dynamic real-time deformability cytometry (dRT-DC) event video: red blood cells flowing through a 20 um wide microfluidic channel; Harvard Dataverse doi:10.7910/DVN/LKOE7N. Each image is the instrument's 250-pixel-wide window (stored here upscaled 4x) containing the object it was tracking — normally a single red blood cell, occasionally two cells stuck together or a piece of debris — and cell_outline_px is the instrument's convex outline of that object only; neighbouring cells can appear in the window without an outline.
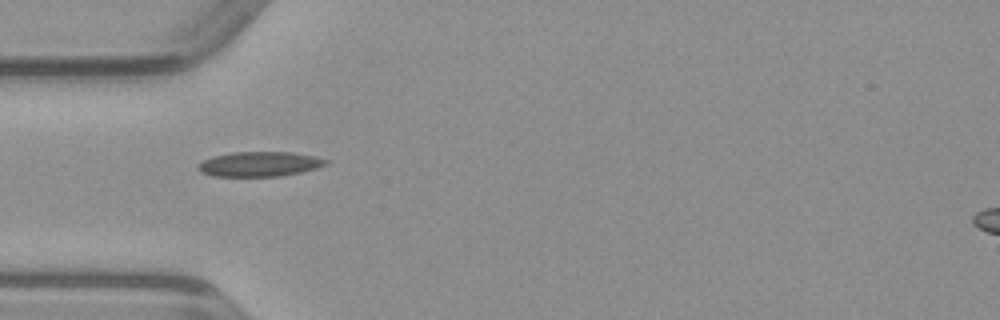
{"species": "common noctule bat (a hibernating species)", "species_latin": "Nyctalus noctula", "temperature_condition": "warm", "stored_images_in_passage": 35, "camera_frame_rate_fps": 3000, "um_per_image_px": 0.085, "animal": {"sex": "male", "body_mass_g": 23.1, "forearm_length_mm": 52.7}, "frame": {"image": 1, "passage_image": 1, "time_ms": 0.0, "image_size_px": [1000, 320], "cell_outline_px": [[328, 164], [316, 168], [300, 172], [280, 176], [212, 176], [200, 172], [196, 168], [196, 164], [212, 156], [232, 152], [292, 152], [312, 156], [328, 160]], "centroid_in_image_um": [22.0, 13.94], "position_along_channel_um": 63.0, "area_um2": 18.5}}
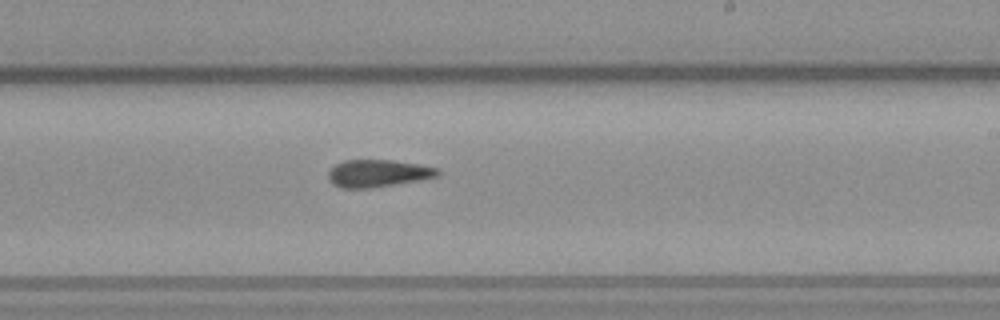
{"frame": {"image": 2, "passage_image": 15, "time_ms": 4.667, "image_size_px": [1000, 320], "cell_outline_px": [[440, 176], [420, 180], [372, 188], [340, 188], [332, 184], [328, 176], [328, 172], [336, 164], [344, 160], [392, 160], [420, 164], [440, 168]], "centroid_in_image_um": [32.16, 14.73], "position_along_channel_um": 256.8, "area_um2": 17.63}}
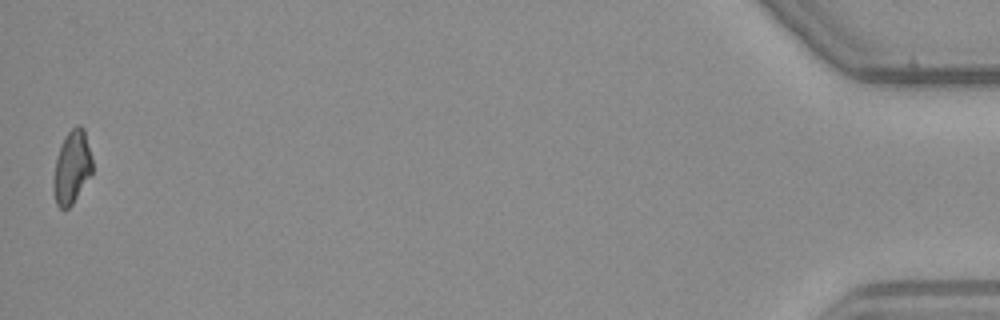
{"frame": {"image": 3, "passage_image": 35, "time_ms": 11.333, "image_size_px": [1000, 320], "cell_outline_px": [[92, 172], [72, 204], [68, 208], [60, 208], [56, 204], [52, 188], [52, 184], [56, 156], [60, 144], [64, 136], [76, 124], [80, 124], [84, 128], [92, 156]], "centroid_in_image_um": [6.09, 14.18], "position_along_channel_um": 429.1, "area_um2": 16.76}}